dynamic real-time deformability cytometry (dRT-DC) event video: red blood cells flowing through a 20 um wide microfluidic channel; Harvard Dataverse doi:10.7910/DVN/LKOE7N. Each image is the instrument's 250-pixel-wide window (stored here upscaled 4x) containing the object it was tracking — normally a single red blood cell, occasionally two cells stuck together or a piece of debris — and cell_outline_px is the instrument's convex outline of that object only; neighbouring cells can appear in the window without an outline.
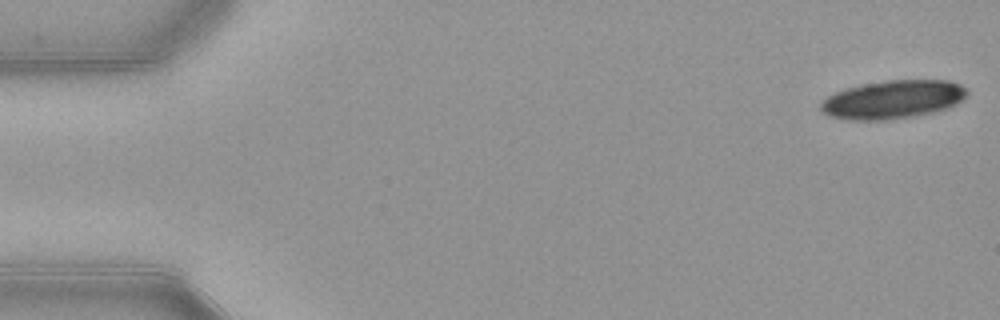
{"species": "common noctule bat (a hibernating species)", "species_latin": "Nyctalus noctula", "temperature_condition": "warm", "stored_images_in_passage": 18, "camera_frame_rate_fps": 3000, "um_per_image_px": 0.085, "animal": {"sex": "female", "body_mass_g": 21.9}, "frame": {"image": 1, "passage_image": 1, "time_ms": 0.0, "image_size_px": [1000, 320], "cell_outline_px": [[968, 96], [956, 104], [948, 108], [916, 116], [888, 120], [844, 120], [828, 116], [820, 112], [820, 100], [836, 92], [848, 88], [864, 84], [888, 80], [948, 80], [960, 84], [968, 92]], "centroid_in_image_um": [75.87, 8.47], "position_along_channel_um": 9.1, "area_um2": 33.0}}